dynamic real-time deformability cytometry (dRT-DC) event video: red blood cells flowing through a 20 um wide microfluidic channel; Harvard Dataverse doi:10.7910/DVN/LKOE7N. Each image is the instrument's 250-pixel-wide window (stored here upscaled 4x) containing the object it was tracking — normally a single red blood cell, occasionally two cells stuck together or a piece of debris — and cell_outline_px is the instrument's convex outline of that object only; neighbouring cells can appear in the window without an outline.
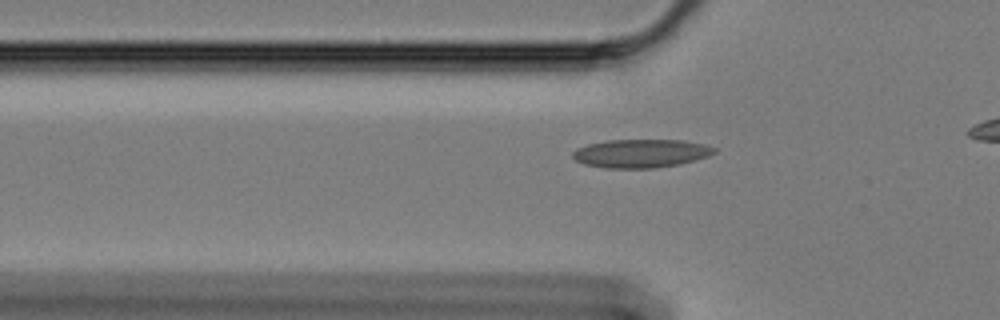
{"species": "Egyptian fruit bat (a non-hibernating species)", "species_latin": "Rousettus aegyptiacus", "temperature_condition": "cold", "stored_images_in_passage": 37, "camera_frame_rate_fps": 3000, "um_per_image_px": 0.085, "animal": {"sex": "female"}, "frame": {"image": 1, "passage_image": 7, "time_ms": 2.0, "image_size_px": [1000, 320], "cell_outline_px": [[716, 152], [708, 156], [680, 164], [656, 168], [604, 168], [584, 164], [576, 160], [572, 156], [572, 152], [576, 148], [588, 144], [608, 140], [684, 140], [704, 144], [716, 148]], "centroid_in_image_um": [54.47, 13.04], "position_along_channel_um": 71.3, "area_um2": 23.52}}
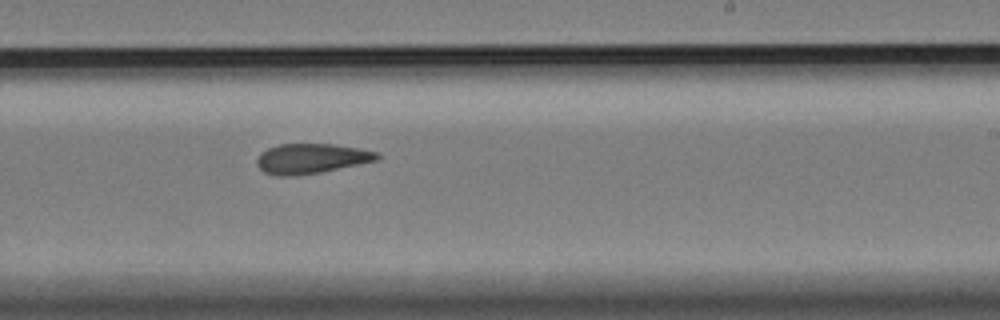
{"frame": {"image": 2, "passage_image": 24, "time_ms": 7.667, "image_size_px": [1000, 320], "cell_outline_px": [[380, 156], [376, 160], [320, 172], [296, 176], [280, 176], [264, 172], [256, 164], [256, 160], [260, 152], [268, 148], [280, 144], [332, 144], [380, 152]], "centroid_in_image_um": [26.41, 13.47], "position_along_channel_um": 262.6, "area_um2": 20.81}}
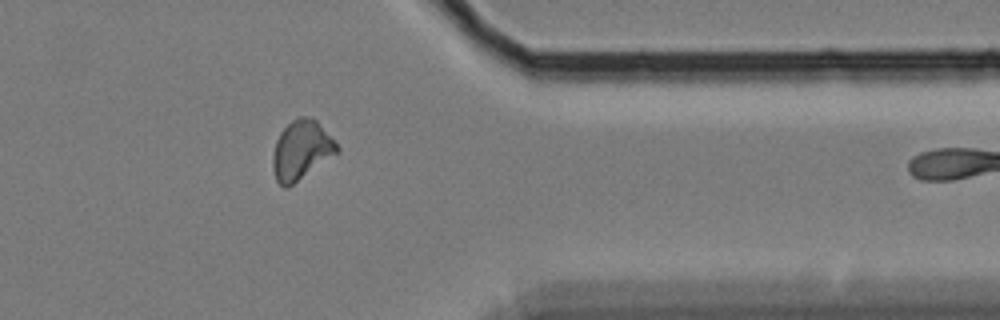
{"frame": {"image": 3, "passage_image": 36, "time_ms": 11.667, "image_size_px": [1000, 320], "cell_outline_px": [[340, 152], [288, 188], [284, 188], [276, 180], [272, 168], [272, 156], [276, 140], [280, 132], [292, 120], [300, 116], [312, 116], [316, 120], [340, 148]], "centroid_in_image_um": [25.6, 12.78], "position_along_channel_um": 385.8, "area_um2": 22.31}}